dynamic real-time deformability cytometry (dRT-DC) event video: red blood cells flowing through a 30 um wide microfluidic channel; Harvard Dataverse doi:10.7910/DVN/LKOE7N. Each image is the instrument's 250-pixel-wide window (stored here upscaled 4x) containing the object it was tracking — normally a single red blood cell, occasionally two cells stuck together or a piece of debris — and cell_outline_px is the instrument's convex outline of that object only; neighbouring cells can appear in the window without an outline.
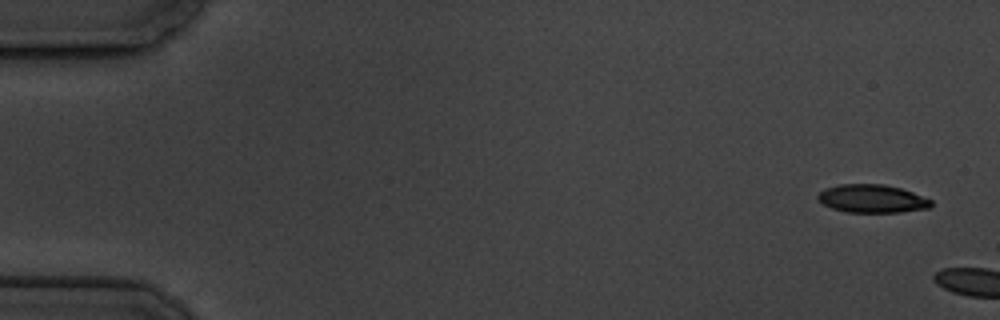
{"species": "common noctule bat (a hibernating species)", "species_latin": "Nyctalus noctula", "temperature_condition": "cold", "stored_images_in_passage": 2, "camera_frame_rate_fps": 3000, "um_per_image_px": 0.085, "animal": {"sex": "male", "body_mass_g": 19.5, "forearm_length_mm": 54.6}, "frame": {"image": 1, "passage_image": 1, "time_ms": 0.0, "image_size_px": [1000, 320], "cell_outline_px": [[932, 204], [928, 208], [900, 212], [848, 212], [832, 208], [824, 204], [816, 196], [824, 188], [840, 184], [884, 184], [900, 188], [912, 192], [932, 200]], "centroid_in_image_um": [74.12, 16.88], "position_along_channel_um": 10.9, "area_um2": 18.44}}